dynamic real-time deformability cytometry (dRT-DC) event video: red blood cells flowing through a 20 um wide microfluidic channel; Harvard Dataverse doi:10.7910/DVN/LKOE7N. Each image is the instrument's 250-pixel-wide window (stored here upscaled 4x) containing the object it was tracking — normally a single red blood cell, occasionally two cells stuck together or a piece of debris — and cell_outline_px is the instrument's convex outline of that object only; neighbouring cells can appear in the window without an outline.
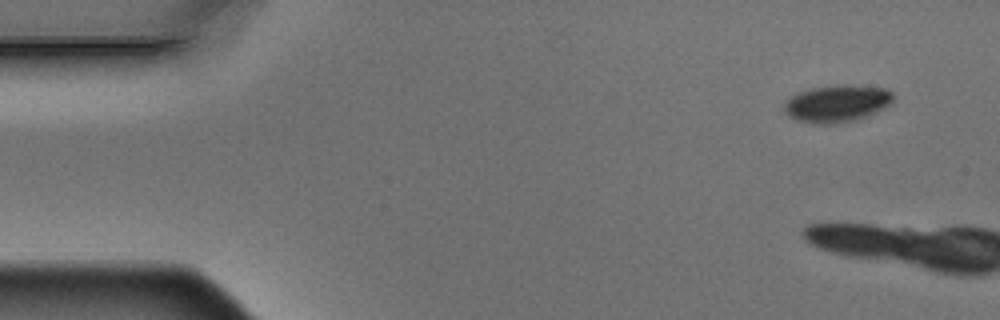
{"species": "Egyptian fruit bat (a non-hibernating species)", "species_latin": "Rousettus aegyptiacus", "temperature_condition": "warm", "stored_images_in_passage": 2, "camera_frame_rate_fps": 3000, "um_per_image_px": 0.085, "animal": {"sex": "male"}, "frame": {"image": 1, "passage_image": 1, "time_ms": 0.0, "image_size_px": [1000, 320], "cell_outline_px": [[892, 104], [876, 112], [852, 120], [836, 124], [812, 124], [796, 120], [788, 116], [784, 112], [784, 104], [792, 96], [800, 92], [812, 88], [884, 88], [892, 92]], "centroid_in_image_um": [71.09, 8.88], "position_along_channel_um": 13.9, "area_um2": 22.43}}